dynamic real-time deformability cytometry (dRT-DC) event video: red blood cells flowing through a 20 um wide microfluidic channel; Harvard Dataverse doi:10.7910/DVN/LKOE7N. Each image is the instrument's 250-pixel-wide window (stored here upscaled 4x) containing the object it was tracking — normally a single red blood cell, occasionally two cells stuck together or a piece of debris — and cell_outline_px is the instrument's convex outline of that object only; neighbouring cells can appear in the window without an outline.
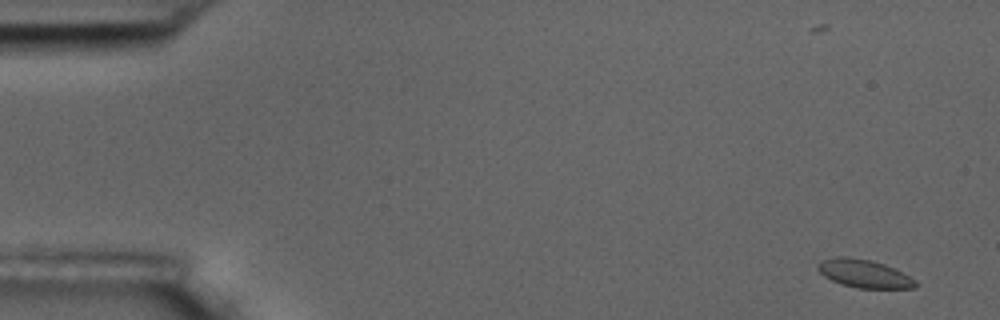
{"species": "common noctule bat (a hibernating species)", "species_latin": "Nyctalus noctula", "temperature_condition": "room temperature", "stored_images_in_passage": 5, "camera_frame_rate_fps": 3000, "um_per_image_px": 0.085, "animal": {"sex": "male", "body_mass_g": 17.5, "forearm_length_mm": 52.3}, "frame": {"image": 1, "passage_image": 1, "time_ms": 0.0, "image_size_px": [1000, 320], "cell_outline_px": [[920, 284], [916, 288], [856, 288], [840, 284], [824, 276], [816, 268], [816, 264], [820, 260], [836, 256], [848, 256], [872, 260], [884, 264], [916, 280]], "centroid_in_image_um": [73.41, 23.25], "position_along_channel_um": 11.6, "area_um2": 16.18}}
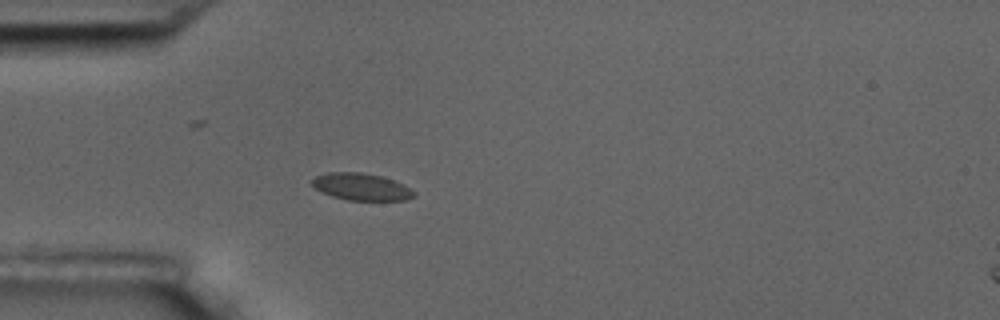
{"frame": {"image": 2, "passage_image": 5, "time_ms": 4.667, "image_size_px": [1000, 320], "cell_outline_px": [[416, 196], [404, 200], [348, 200], [332, 196], [316, 188], [312, 184], [312, 180], [316, 176], [328, 172], [360, 172], [380, 176], [392, 180], [416, 192]], "centroid_in_image_um": [30.71, 15.88], "position_along_channel_um": 54.3, "area_um2": 15.72}}